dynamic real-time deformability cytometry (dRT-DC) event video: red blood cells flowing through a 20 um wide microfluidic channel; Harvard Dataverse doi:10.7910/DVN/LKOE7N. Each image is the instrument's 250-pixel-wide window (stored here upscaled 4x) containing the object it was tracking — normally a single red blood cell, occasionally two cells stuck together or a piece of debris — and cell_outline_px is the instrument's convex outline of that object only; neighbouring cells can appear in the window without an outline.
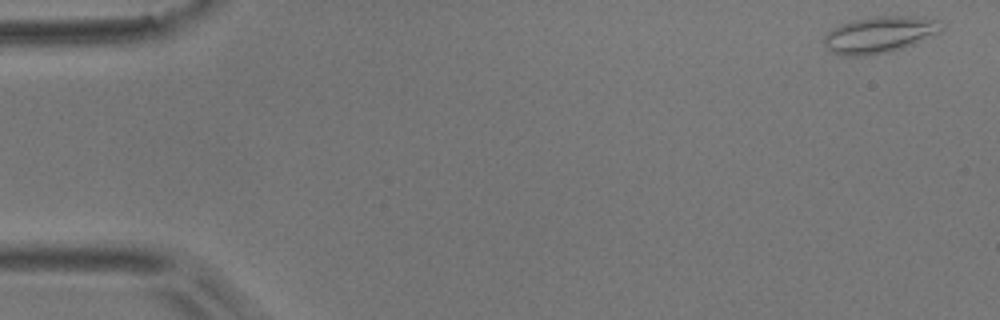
{"species": "common noctule bat (a hibernating species)", "species_latin": "Nyctalus noctula", "temperature_condition": "room temperature", "stored_images_in_passage": 7, "camera_frame_rate_fps": 3000, "um_per_image_px": 0.085, "animal": {"sex": "male", "body_mass_g": 17.9}, "frame": {"image": 1, "passage_image": 1, "time_ms": 0.0, "image_size_px": [1000, 320], "cell_outline_px": [[944, 28], [940, 32], [912, 44], [888, 52], [864, 56], [844, 56], [832, 52], [824, 44], [824, 36], [832, 28], [852, 20], [872, 16], [916, 16], [940, 20]], "centroid_in_image_um": [74.76, 2.93], "position_along_channel_um": 10.2, "area_um2": 24.97}}
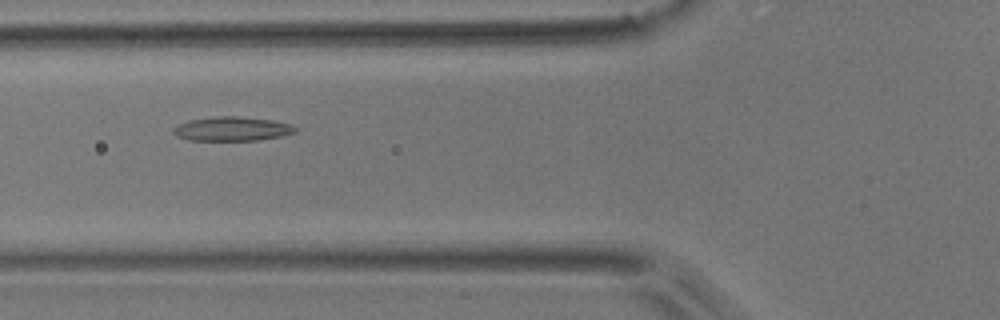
{"frame": {"image": 2, "passage_image": 6, "time_ms": 1.667, "image_size_px": [1000, 320], "cell_outline_px": [[296, 132], [280, 136], [260, 140], [188, 140], [176, 136], [172, 132], [172, 128], [176, 124], [188, 120], [216, 116], [236, 116], [272, 120], [292, 124], [296, 128]], "centroid_in_image_um": [19.68, 10.95], "position_along_channel_um": 106.1, "area_um2": 17.28}}
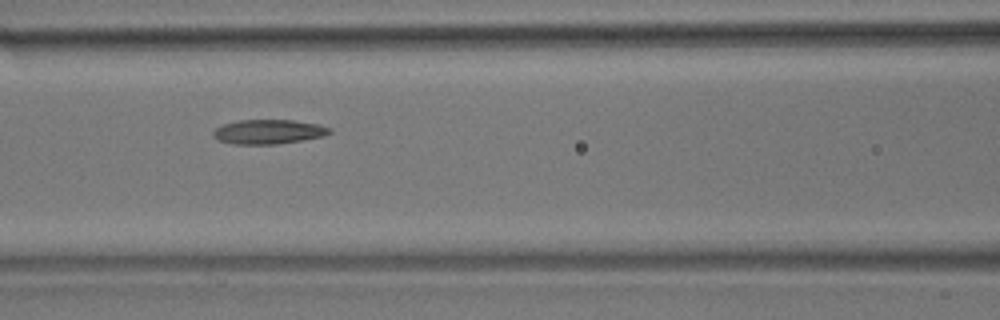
{"frame": {"image": 3, "passage_image": 7, "time_ms": 2.0, "image_size_px": [1000, 320], "cell_outline_px": [[332, 132], [324, 136], [276, 144], [232, 144], [216, 140], [212, 136], [212, 132], [216, 128], [224, 124], [240, 120], [292, 120], [320, 124], [328, 128]], "centroid_in_image_um": [22.78, 11.2], "position_along_channel_um": 143.8, "area_um2": 16.53}}